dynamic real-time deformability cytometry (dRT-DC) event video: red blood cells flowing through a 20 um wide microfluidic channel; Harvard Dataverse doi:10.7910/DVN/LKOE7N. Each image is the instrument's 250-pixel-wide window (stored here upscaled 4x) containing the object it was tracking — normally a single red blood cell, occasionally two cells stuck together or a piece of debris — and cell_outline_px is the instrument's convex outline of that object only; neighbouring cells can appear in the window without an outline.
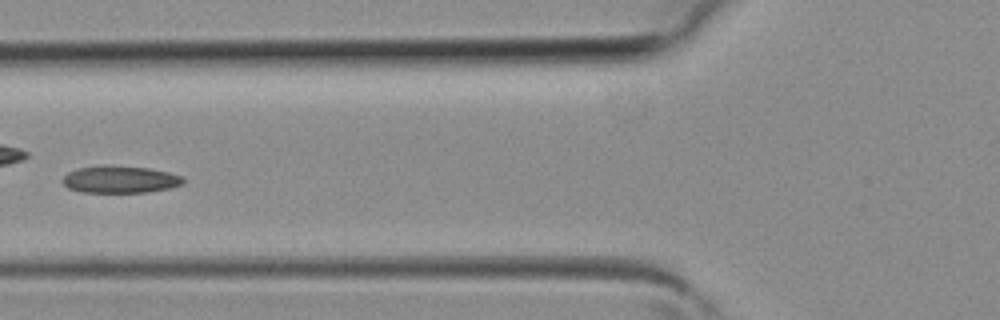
{"species": "common noctule bat (a hibernating species)", "species_latin": "Nyctalus noctula", "temperature_condition": "room temperature", "stored_images_in_passage": 3, "camera_frame_rate_fps": 3000, "um_per_image_px": 0.085, "animal": {"sex": "female", "body_mass_g": 19.3, "forearm_length_mm": 54.1}, "frame": {"image": 1, "passage_image": 3, "time_ms": 0.667, "image_size_px": [1000, 320], "cell_outline_px": [[184, 184], [172, 188], [148, 192], [80, 192], [68, 188], [60, 180], [68, 172], [76, 168], [100, 164], [112, 164], [148, 168], [168, 172], [184, 176]], "centroid_in_image_um": [10.2, 15.23], "position_along_channel_um": 115.6, "area_um2": 19.65}}